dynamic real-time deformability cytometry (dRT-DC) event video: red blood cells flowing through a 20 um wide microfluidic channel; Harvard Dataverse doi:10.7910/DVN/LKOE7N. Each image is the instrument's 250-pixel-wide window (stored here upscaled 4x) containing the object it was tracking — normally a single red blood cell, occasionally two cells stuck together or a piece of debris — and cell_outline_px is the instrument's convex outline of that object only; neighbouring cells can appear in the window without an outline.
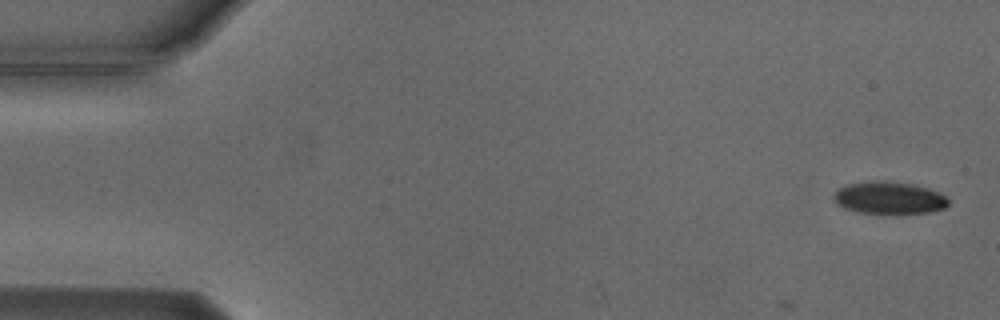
{"species": "Egyptian fruit bat (a non-hibernating species)", "species_latin": "Rousettus aegyptiacus", "temperature_condition": "cold", "stored_images_in_passage": 5, "camera_frame_rate_fps": 3000, "um_per_image_px": 0.085, "animal": {"sex": "male"}, "frame": {"image": 1, "passage_image": 1, "time_ms": 0.0, "image_size_px": [1000, 320], "cell_outline_px": [[948, 204], [944, 208], [932, 212], [900, 216], [884, 216], [856, 212], [844, 208], [836, 204], [832, 196], [840, 188], [848, 184], [872, 180], [884, 180], [912, 184], [928, 188], [940, 192], [948, 200]], "centroid_in_image_um": [75.58, 16.87], "position_along_channel_um": 9.4, "area_um2": 22.66}}
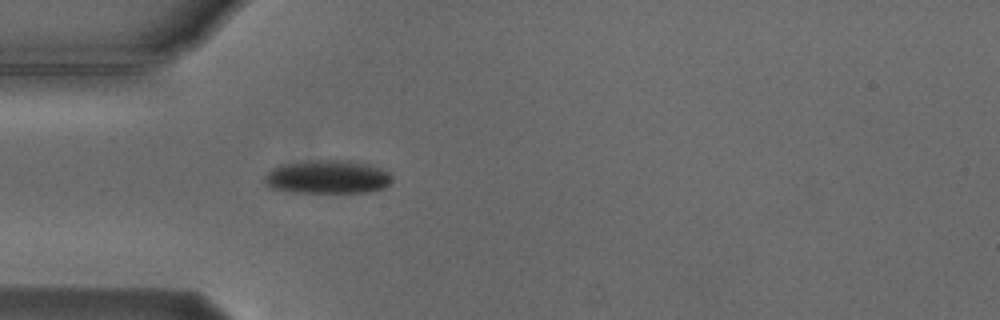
{"frame": {"image": 2, "passage_image": 5, "time_ms": 4.667, "image_size_px": [1000, 320], "cell_outline_px": [[392, 180], [384, 188], [364, 192], [292, 192], [272, 188], [264, 180], [264, 176], [272, 168], [280, 164], [320, 160], [348, 160], [372, 164], [388, 172], [392, 176]], "centroid_in_image_um": [27.86, 15.03], "position_along_channel_um": 57.1, "area_um2": 24.8}}